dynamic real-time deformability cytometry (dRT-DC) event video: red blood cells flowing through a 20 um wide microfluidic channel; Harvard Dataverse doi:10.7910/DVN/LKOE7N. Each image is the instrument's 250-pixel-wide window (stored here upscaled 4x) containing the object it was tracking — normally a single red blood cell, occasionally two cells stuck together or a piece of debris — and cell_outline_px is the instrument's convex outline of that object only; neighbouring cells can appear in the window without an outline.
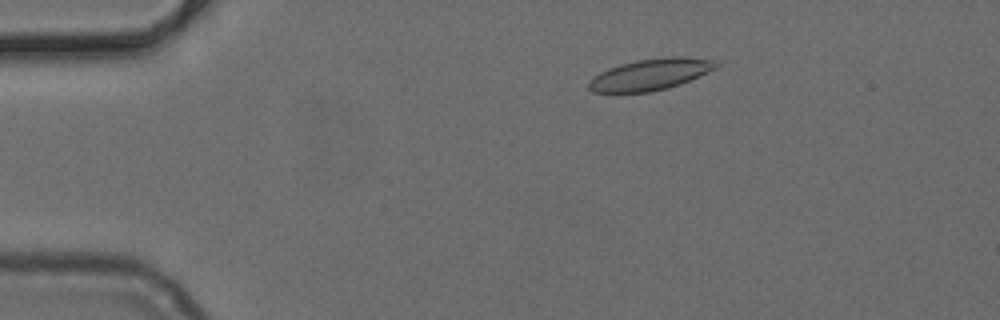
{"species": "common noctule bat (a hibernating species)", "species_latin": "Nyctalus noctula", "temperature_condition": "cold", "stored_images_in_passage": 44, "camera_frame_rate_fps": 3000, "um_per_image_px": 0.085, "animal": {"sex": "female", "body_mass_g": 24.6, "forearm_length_mm": 56.2}, "frame": {"image": 1, "passage_image": 2, "time_ms": 0.333, "image_size_px": [1000, 320], "cell_outline_px": [[720, 68], [680, 84], [668, 88], [648, 92], [592, 92], [588, 88], [588, 80], [592, 76], [608, 68], [620, 64], [636, 60], [668, 56], [684, 56], [716, 60], [720, 64]], "centroid_in_image_um": [55.33, 6.31], "position_along_channel_um": 29.7, "area_um2": 23.7}}
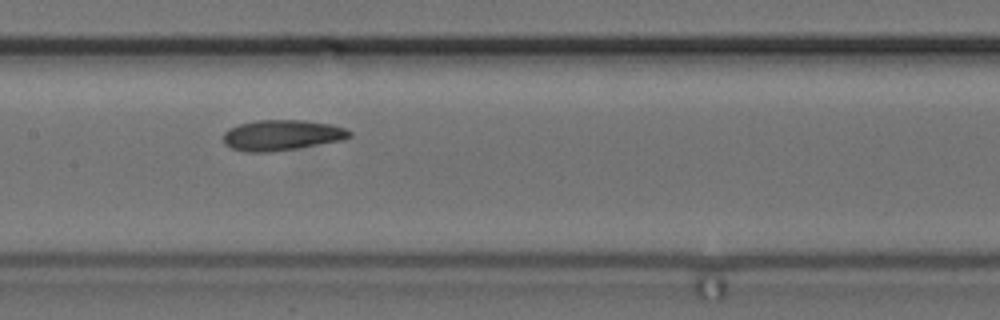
{"frame": {"image": 2, "passage_image": 18, "time_ms": 5.667, "image_size_px": [1000, 320], "cell_outline_px": [[352, 136], [340, 140], [296, 148], [272, 152], [248, 152], [232, 148], [224, 144], [224, 132], [228, 128], [240, 124], [256, 120], [304, 120], [332, 124], [344, 128], [352, 132]], "centroid_in_image_um": [23.94, 11.48], "position_along_channel_um": 183.5, "area_um2": 22.37}}
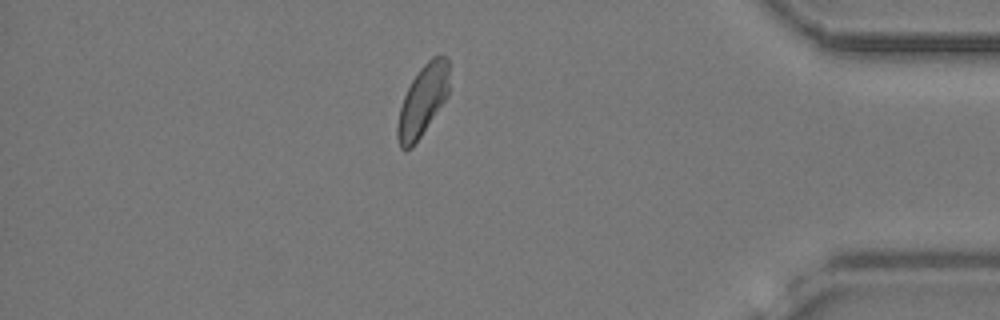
{"frame": {"image": 3, "passage_image": 37, "time_ms": 12.0, "image_size_px": [1000, 320], "cell_outline_px": [[448, 96], [412, 148], [404, 152], [400, 148], [396, 136], [396, 128], [400, 108], [404, 96], [412, 80], [420, 68], [432, 56], [444, 56], [448, 60]], "centroid_in_image_um": [35.9, 8.6], "position_along_channel_um": 399.3, "area_um2": 21.21}}